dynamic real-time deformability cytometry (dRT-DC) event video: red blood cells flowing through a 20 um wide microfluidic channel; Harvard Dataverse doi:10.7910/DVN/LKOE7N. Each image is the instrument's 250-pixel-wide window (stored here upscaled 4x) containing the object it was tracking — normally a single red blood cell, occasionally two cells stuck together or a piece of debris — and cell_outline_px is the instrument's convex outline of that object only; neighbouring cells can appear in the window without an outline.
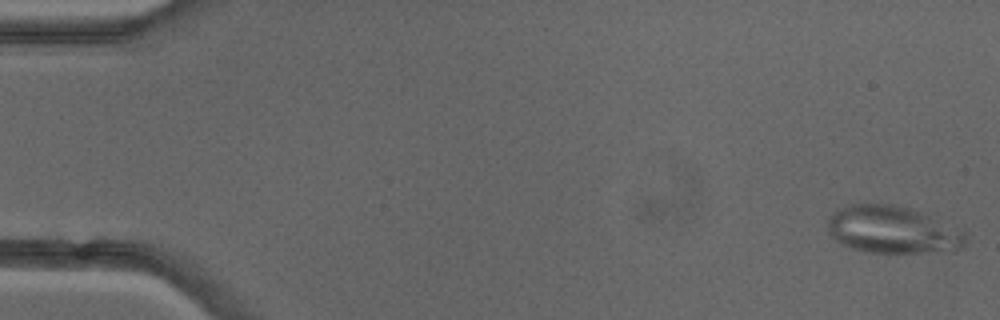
{"species": "common noctule bat (a hibernating species)", "species_latin": "Nyctalus noctula", "temperature_condition": "cold", "stored_images_in_passage": 51, "camera_frame_rate_fps": 3000, "um_per_image_px": 0.085, "animal": {"sex": "female"}, "frame": {"image": 1, "passage_image": 1, "time_ms": 0.0, "image_size_px": [1000, 320], "cell_outline_px": [[968, 240], [964, 248], [952, 252], [864, 252], [852, 248], [836, 240], [828, 232], [828, 220], [832, 212], [848, 204], [896, 204], [920, 212], [968, 232]], "centroid_in_image_um": [75.93, 19.54], "position_along_channel_um": 9.1, "area_um2": 38.38}, "authors_computed_cell_mechanics": {"area_um2": 29.3046, "velocity_mm_per_s": 3.9871, "shape_relaxation_time_tau1_ms": null, "shape_relaxation_time_tau2_ms": 11.3457, "deformation_change_tau1": null, "deformation_change_tau2": 0.232}}